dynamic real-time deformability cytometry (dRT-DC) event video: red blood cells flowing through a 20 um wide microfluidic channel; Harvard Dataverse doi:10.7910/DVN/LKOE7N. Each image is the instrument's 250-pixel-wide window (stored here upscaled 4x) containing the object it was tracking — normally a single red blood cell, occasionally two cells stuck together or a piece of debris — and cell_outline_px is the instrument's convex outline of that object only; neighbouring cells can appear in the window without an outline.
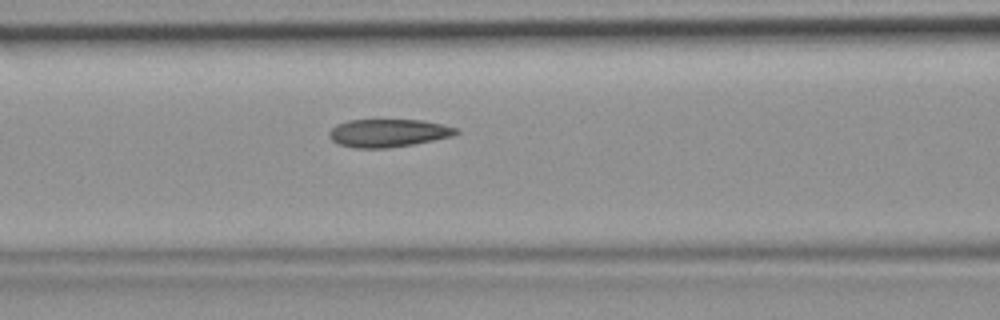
{"species": "common noctule bat (a hibernating species)", "species_latin": "Nyctalus noctula", "temperature_condition": "room temperature", "stored_images_in_passage": 7, "camera_frame_rate_fps": 3000, "um_per_image_px": 0.085, "animal": {"sex": "female", "body_mass_g": 19.9}, "frame": {"image": 1, "passage_image": 7, "time_ms": 2.0, "image_size_px": [1000, 320], "cell_outline_px": [[460, 132], [452, 136], [412, 144], [388, 148], [356, 148], [340, 144], [332, 140], [328, 136], [328, 132], [336, 124], [348, 120], [424, 120], [444, 124], [460, 128]], "centroid_in_image_um": [33.02, 11.29], "position_along_channel_um": 133.6, "area_um2": 20.75}}